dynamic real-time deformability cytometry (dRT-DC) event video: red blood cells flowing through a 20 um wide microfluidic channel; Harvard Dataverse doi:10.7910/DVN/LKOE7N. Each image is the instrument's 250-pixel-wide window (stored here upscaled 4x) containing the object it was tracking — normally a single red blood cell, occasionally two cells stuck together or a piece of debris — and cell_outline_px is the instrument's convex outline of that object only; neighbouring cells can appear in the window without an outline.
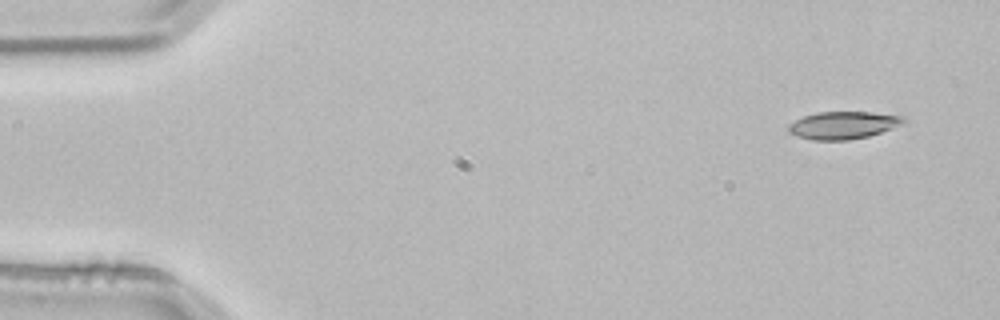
{"species": "common noctule bat (a hibernating species)", "species_latin": "Nyctalus noctula", "temperature_condition": "room temperature", "stored_images_in_passage": 3, "camera_frame_rate_fps": 3000, "um_per_image_px": 0.085, "animal": {"sex": "male", "body_mass_g": 21.5, "forearm_length_mm": 52.0}, "frame": {"image": 1, "passage_image": 1, "time_ms": 0.0, "image_size_px": [1000, 320], "cell_outline_px": [[908, 120], [900, 124], [880, 132], [868, 136], [848, 140], [812, 140], [796, 136], [788, 132], [788, 124], [804, 116], [816, 112], [872, 112], [904, 116]], "centroid_in_image_um": [71.64, 10.64], "position_along_channel_um": 13.4, "area_um2": 18.38}}
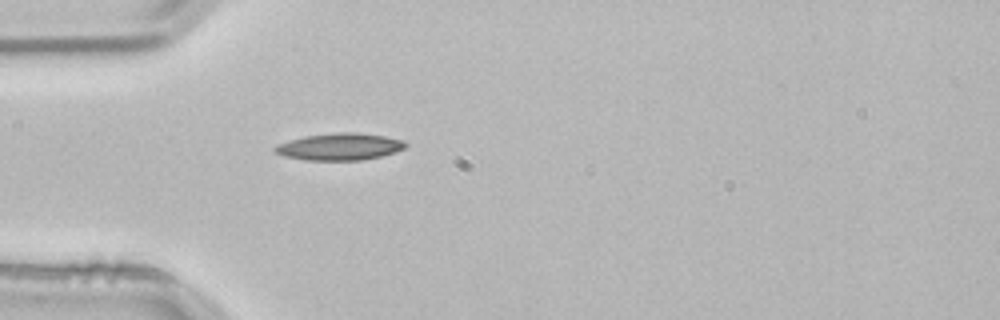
{"frame": {"image": 2, "passage_image": 3, "time_ms": 0.667, "image_size_px": [1000, 320], "cell_outline_px": [[408, 144], [404, 148], [396, 152], [380, 156], [360, 160], [304, 160], [284, 156], [276, 152], [272, 148], [280, 144], [304, 136], [336, 132], [360, 132], [384, 136], [404, 140]], "centroid_in_image_um": [28.91, 12.46], "position_along_channel_um": 56.1, "area_um2": 20.46}}